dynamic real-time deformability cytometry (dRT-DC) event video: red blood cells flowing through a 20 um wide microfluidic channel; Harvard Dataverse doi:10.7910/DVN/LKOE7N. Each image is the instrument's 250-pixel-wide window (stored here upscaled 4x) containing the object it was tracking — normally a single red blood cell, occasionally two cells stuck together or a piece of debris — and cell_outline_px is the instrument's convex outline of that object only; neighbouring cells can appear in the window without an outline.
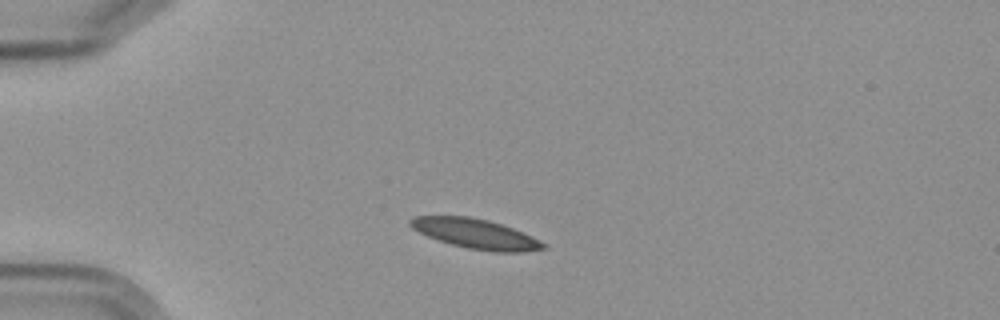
{"species": "Egyptian fruit bat (a non-hibernating species)", "species_latin": "Rousettus aegyptiacus", "temperature_condition": "cold", "stored_images_in_passage": 2, "camera_frame_rate_fps": 3000, "um_per_image_px": 0.085, "frame": {"image": 1, "passage_image": 1, "time_ms": 0.0, "image_size_px": [1000, 320], "cell_outline_px": [[548, 248], [524, 252], [496, 252], [468, 248], [452, 244], [428, 236], [412, 228], [408, 224], [408, 220], [412, 216], [468, 216], [488, 220], [512, 228], [532, 236], [548, 244]], "centroid_in_image_um": [40.46, 19.87], "position_along_channel_um": 44.5, "area_um2": 23.0}}